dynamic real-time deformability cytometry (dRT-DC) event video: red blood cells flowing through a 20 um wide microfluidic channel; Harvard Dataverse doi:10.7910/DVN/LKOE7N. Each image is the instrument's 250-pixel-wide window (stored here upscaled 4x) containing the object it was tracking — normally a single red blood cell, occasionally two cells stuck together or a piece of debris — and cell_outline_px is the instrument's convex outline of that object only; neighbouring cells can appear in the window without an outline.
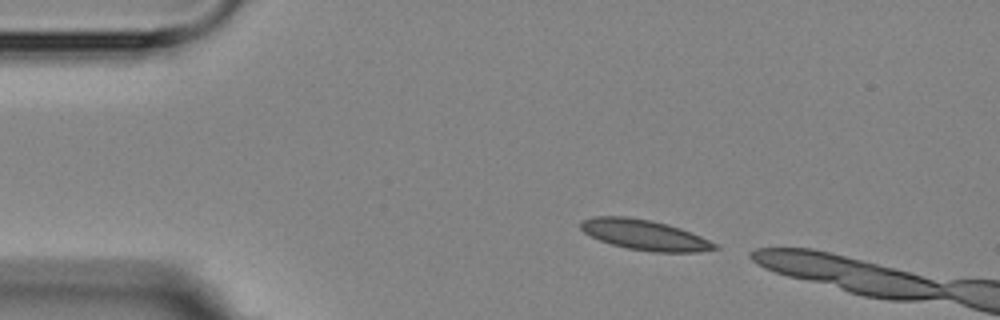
{"species": "Egyptian fruit bat (a non-hibernating species)", "species_latin": "Rousettus aegyptiacus", "temperature_condition": "room temperature", "stored_images_in_passage": 2, "camera_frame_rate_fps": 3000, "um_per_image_px": 0.085, "animal": {"sex": "female"}, "frame": {"image": 1, "passage_image": 1, "time_ms": 0.0, "image_size_px": [1000, 320], "cell_outline_px": [[720, 248], [700, 252], [652, 252], [628, 248], [612, 244], [600, 240], [584, 232], [580, 228], [580, 220], [592, 216], [624, 216], [648, 220], [668, 224], [680, 228], [720, 244]], "centroid_in_image_um": [54.82, 19.97], "position_along_channel_um": 30.2, "area_um2": 23.7}}